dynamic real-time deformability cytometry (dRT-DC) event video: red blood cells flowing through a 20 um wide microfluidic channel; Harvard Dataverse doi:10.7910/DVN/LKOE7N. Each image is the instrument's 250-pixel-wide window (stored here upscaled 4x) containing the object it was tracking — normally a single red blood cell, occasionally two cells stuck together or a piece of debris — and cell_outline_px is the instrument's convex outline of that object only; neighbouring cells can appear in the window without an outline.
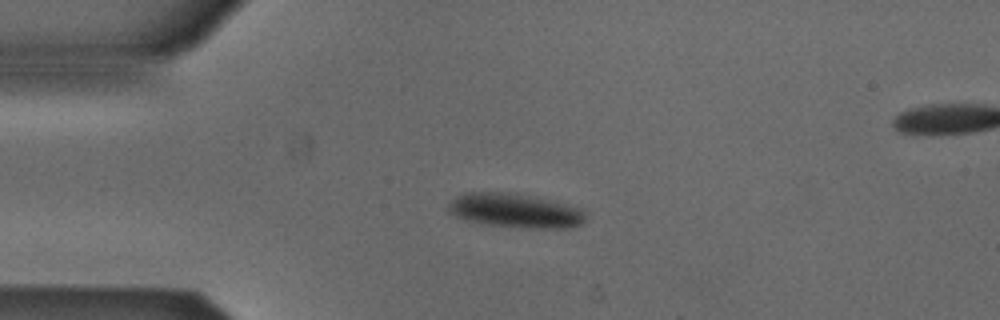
{"species": "Egyptian fruit bat (a non-hibernating species)", "species_latin": "Rousettus aegyptiacus", "temperature_condition": "cold", "stored_images_in_passage": 42, "segment_of_instrument_passage": [1, 2], "camera_frame_rate_fps": 3000, "um_per_image_px": 0.085, "animal": {"sex": "male"}, "frame": {"image": 1, "passage_image": 1, "time_ms": 0.0, "image_size_px": [1000, 320], "cell_outline_px": [[584, 220], [580, 224], [572, 228], [528, 228], [480, 224], [464, 220], [448, 212], [448, 204], [456, 196], [464, 192], [516, 192], [580, 208], [584, 212]], "centroid_in_image_um": [43.72, 17.9], "position_along_channel_um": 41.3, "area_um2": 27.51}}
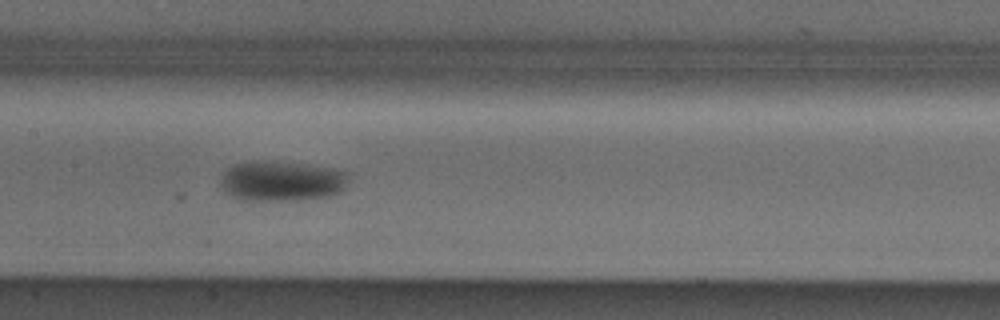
{"frame": {"image": 2, "passage_image": 14, "time_ms": 4.333, "image_size_px": [1000, 320], "cell_outline_px": [[348, 180], [344, 188], [340, 192], [332, 196], [296, 200], [240, 200], [232, 196], [220, 188], [220, 176], [228, 168], [236, 164], [292, 164], [332, 168], [348, 172]], "centroid_in_image_um": [23.96, 15.45], "position_along_channel_um": 183.4, "area_um2": 29.02}}
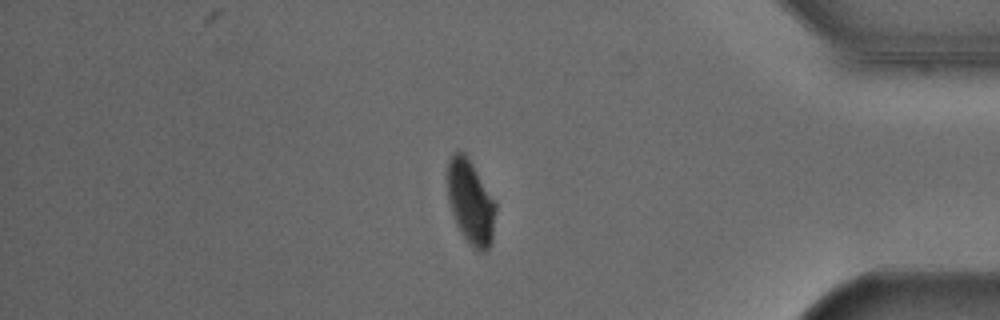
{"frame": {"image": 3, "passage_image": 33, "time_ms": 10.667, "image_size_px": [1000, 320], "cell_outline_px": [[496, 212], [492, 244], [484, 252], [480, 252], [468, 244], [456, 224], [452, 212], [448, 196], [448, 160], [456, 152], [464, 152], [496, 200]], "centroid_in_image_um": [40.04, 17.23], "position_along_channel_um": 395.2, "area_um2": 23.7}}